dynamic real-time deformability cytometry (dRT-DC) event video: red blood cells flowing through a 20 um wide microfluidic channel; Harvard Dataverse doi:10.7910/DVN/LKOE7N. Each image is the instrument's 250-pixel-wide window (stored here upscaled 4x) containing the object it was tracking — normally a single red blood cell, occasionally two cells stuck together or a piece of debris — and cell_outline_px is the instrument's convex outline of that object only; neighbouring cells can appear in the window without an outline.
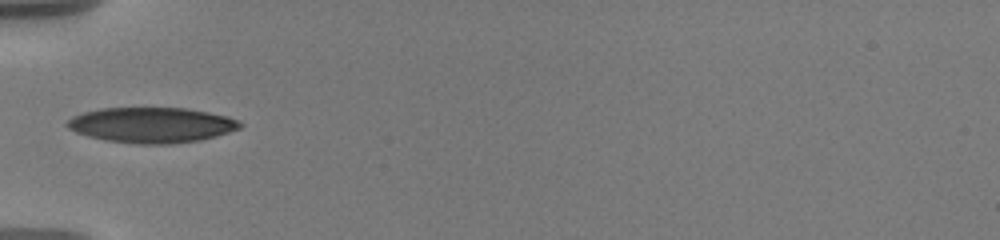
{"species": "human", "species_latin": "Homo sapiens", "temperature_condition": "warm", "stored_images_in_passage": 11, "camera_frame_rate_fps": 3000, "um_per_image_px": 0.085, "donor": {"sex": "male"}, "frame": {"image": 1, "passage_image": 1, "time_ms": 0.0, "image_size_px": [1000, 240], "cell_outline_px": [[244, 124], [240, 128], [216, 136], [200, 140], [168, 144], [136, 144], [104, 140], [88, 136], [76, 132], [68, 128], [64, 124], [72, 116], [84, 112], [100, 108], [188, 108], [228, 116], [240, 120]], "centroid_in_image_um": [12.89, 10.62], "position_along_channel_um": 72.1, "area_um2": 35.84}}
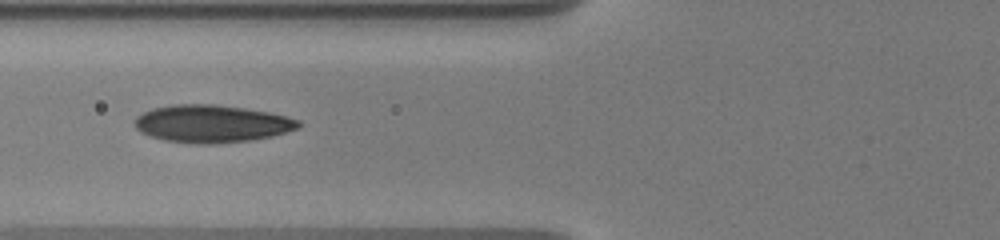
{"frame": {"image": 2, "passage_image": 4, "time_ms": 1.0, "image_size_px": [1000, 240], "cell_outline_px": [[300, 128], [272, 136], [248, 140], [212, 144], [192, 144], [164, 140], [140, 132], [136, 128], [136, 116], [152, 108], [172, 104], [216, 104], [244, 108], [268, 112], [288, 116], [300, 120]], "centroid_in_image_um": [18.01, 10.51], "position_along_channel_um": 107.8, "area_um2": 35.89}}
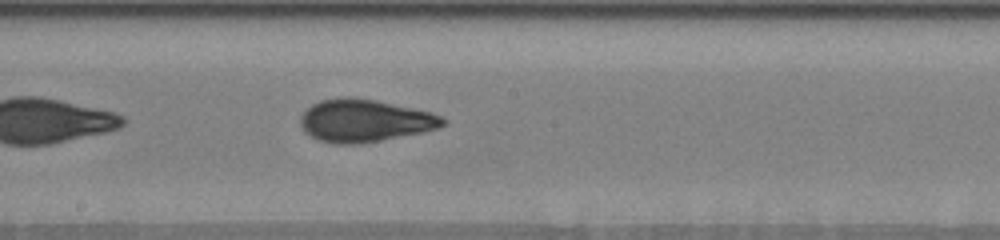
{"frame": {"image": 3, "passage_image": 11, "time_ms": 4.0, "image_size_px": [1000, 240], "cell_outline_px": [[448, 124], [440, 128], [424, 132], [380, 140], [352, 144], [336, 144], [320, 140], [304, 132], [300, 124], [300, 116], [312, 104], [320, 100], [340, 96], [352, 96], [376, 100], [432, 112], [448, 120]], "centroid_in_image_um": [31.02, 10.24], "position_along_channel_um": 217.2, "area_um2": 35.55}}